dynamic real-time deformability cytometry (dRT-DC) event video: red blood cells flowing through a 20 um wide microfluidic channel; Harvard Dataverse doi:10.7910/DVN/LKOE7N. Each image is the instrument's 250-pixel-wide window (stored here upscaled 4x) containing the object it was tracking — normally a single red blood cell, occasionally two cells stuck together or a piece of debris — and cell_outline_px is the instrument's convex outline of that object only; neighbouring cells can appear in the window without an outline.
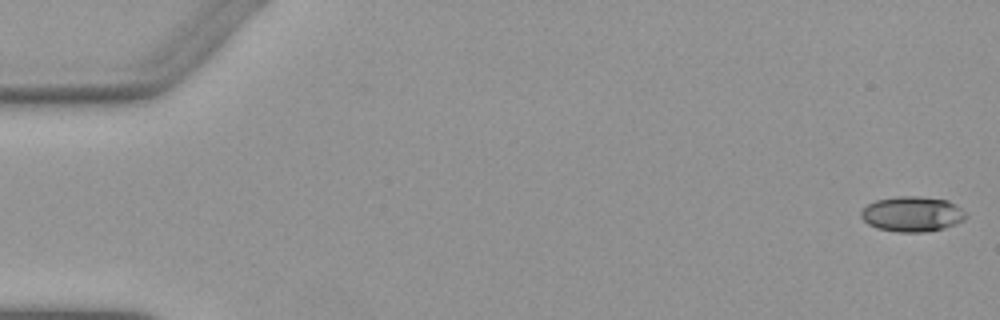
{"species": "Egyptian fruit bat (a non-hibernating species)", "species_latin": "Rousettus aegyptiacus", "temperature_condition": "warm", "stored_images_in_passage": 7, "camera_frame_rate_fps": 3000, "um_per_image_px": 0.085, "animal": {"sex": "female"}, "frame": {"image": 1, "passage_image": 1, "time_ms": 0.0, "image_size_px": [1000, 320], "cell_outline_px": [[968, 216], [964, 220], [956, 224], [944, 228], [924, 232], [896, 232], [876, 228], [868, 224], [860, 216], [860, 212], [868, 204], [876, 200], [896, 196], [920, 196], [948, 200], [956, 204]], "centroid_in_image_um": [77.54, 18.19], "position_along_channel_um": 7.5, "area_um2": 21.68}}